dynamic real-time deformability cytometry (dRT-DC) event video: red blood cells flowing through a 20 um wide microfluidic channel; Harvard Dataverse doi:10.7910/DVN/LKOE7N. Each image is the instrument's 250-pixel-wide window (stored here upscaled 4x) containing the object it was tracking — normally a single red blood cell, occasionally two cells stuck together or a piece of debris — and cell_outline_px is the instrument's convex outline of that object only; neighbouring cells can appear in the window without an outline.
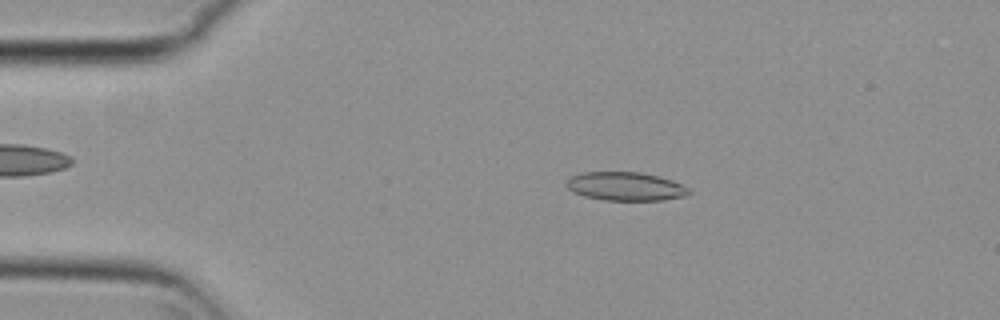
{"species": "common noctule bat (a hibernating species)", "species_latin": "Nyctalus noctula", "temperature_condition": "cold", "stored_images_in_passage": 53, "camera_frame_rate_fps": 3000, "um_per_image_px": 0.085, "animal": {"sex": "female", "body_mass_g": 29.2, "forearm_length_mm": 56.3}, "frame": {"image": 1, "passage_image": 10, "time_ms": 3.0, "image_size_px": [1000, 320], "cell_outline_px": [[692, 192], [684, 196], [664, 200], [604, 200], [584, 196], [568, 188], [564, 184], [572, 176], [584, 172], [640, 172], [672, 180], [688, 188]], "centroid_in_image_um": [53.17, 15.84], "position_along_channel_um": 31.8, "area_um2": 20.17}}
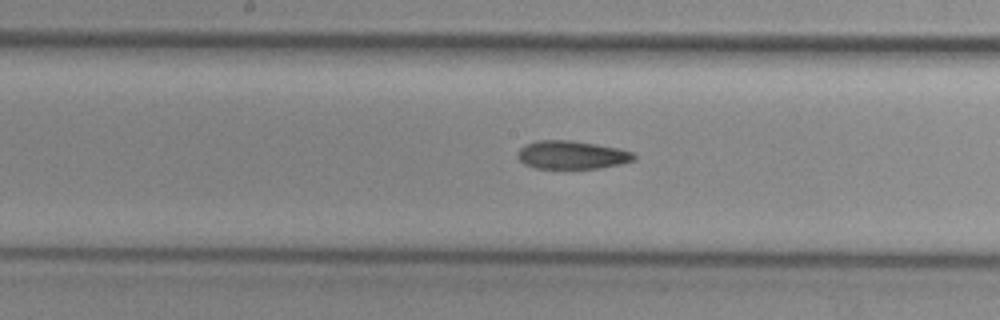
{"frame": {"image": 2, "passage_image": 27, "time_ms": 8.667, "image_size_px": [1000, 320], "cell_outline_px": [[636, 160], [620, 164], [600, 168], [536, 168], [524, 164], [516, 156], [520, 148], [524, 144], [536, 140], [568, 140], [596, 144], [616, 148], [632, 152], [636, 156]], "centroid_in_image_um": [48.58, 13.16], "position_along_channel_um": 199.6, "area_um2": 19.13}}
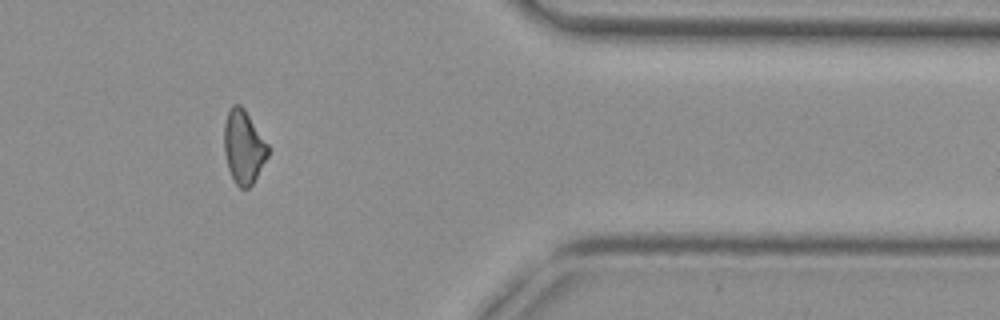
{"frame": {"image": 3, "passage_image": 44, "time_ms": 14.333, "image_size_px": [1000, 320], "cell_outline_px": [[268, 156], [252, 184], [248, 188], [240, 188], [236, 184], [228, 168], [224, 152], [224, 124], [228, 112], [232, 104], [240, 104], [244, 108], [268, 144]], "centroid_in_image_um": [20.7, 12.47], "position_along_channel_um": 390.7, "area_um2": 18.61}, "authors_computed_cell_mechanics": {"area_um2": 19.7098, "velocity_mm_per_s": 3.7932, "shape_relaxation_time_tau1_ms": null, "shape_relaxation_time_tau2_ms": 5.3134, "deformation_change_tau1": null, "deformation_change_tau2": 0.136}}